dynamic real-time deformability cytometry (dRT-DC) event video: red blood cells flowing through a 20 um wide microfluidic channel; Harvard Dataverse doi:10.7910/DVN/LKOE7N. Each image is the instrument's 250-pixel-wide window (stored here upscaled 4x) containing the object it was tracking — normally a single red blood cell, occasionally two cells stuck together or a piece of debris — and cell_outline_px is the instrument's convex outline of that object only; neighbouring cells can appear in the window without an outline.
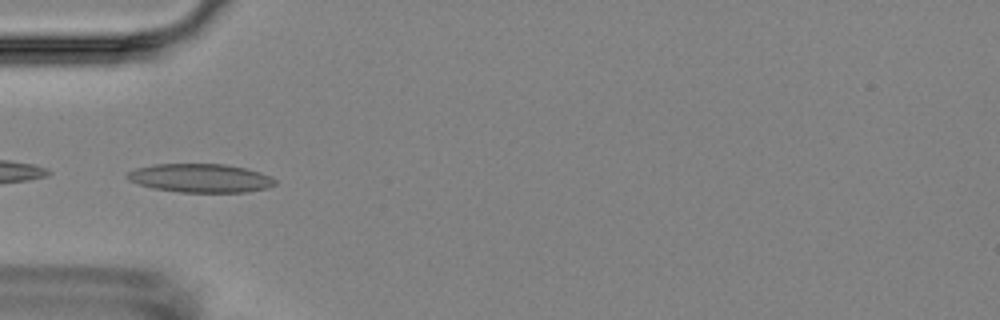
{"species": "Egyptian fruit bat (a non-hibernating species)", "species_latin": "Rousettus aegyptiacus", "temperature_condition": "room temperature", "stored_images_in_passage": 6, "camera_frame_rate_fps": 3000, "um_per_image_px": 0.085, "animal": {"sex": "female"}, "frame": {"image": 1, "passage_image": 5, "time_ms": 4.667, "image_size_px": [1000, 320], "cell_outline_px": [[276, 184], [268, 188], [248, 192], [180, 192], [152, 188], [136, 184], [128, 180], [124, 176], [128, 172], [136, 168], [152, 164], [224, 164], [244, 168], [260, 172], [272, 176], [276, 180]], "centroid_in_image_um": [17.02, 15.14], "position_along_channel_um": 68.0, "area_um2": 24.91}}